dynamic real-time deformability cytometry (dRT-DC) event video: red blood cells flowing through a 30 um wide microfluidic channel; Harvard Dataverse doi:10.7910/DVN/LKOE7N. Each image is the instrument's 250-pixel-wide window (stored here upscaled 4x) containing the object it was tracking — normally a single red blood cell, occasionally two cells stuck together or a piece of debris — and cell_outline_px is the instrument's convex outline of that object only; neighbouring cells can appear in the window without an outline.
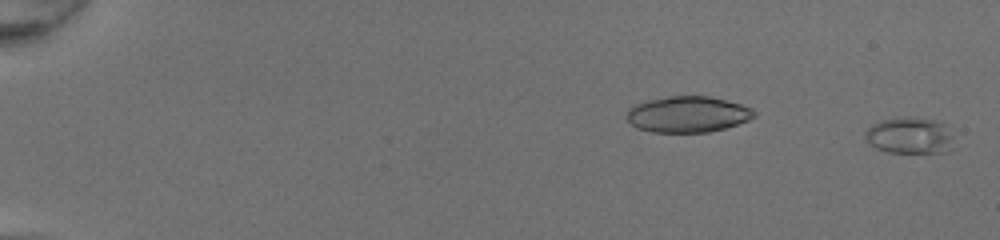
{"species": "common noctule bat (a hibernating species)", "species_latin": "Nyctalus noctula", "temperature_condition": "room temperature", "stored_images_in_passage": 51, "camera_frame_rate_fps": 3000, "um_per_image_px": 0.085, "animal": {"sex": "female", "body_mass_g": 20.0, "forearm_length_mm": 54.0}, "frame": {"image": 1, "passage_image": 1, "time_ms": 0.0, "image_size_px": [1000, 240], "cell_outline_px": [[952, 136], [948, 152], [888, 152], [876, 148], [864, 136], [864, 132], [872, 124], [884, 120], [908, 116], [916, 116], [932, 120], [944, 124]], "centroid_in_image_um": [77.3, 11.51], "position_along_channel_um": 7.7, "area_um2": 18.5}}
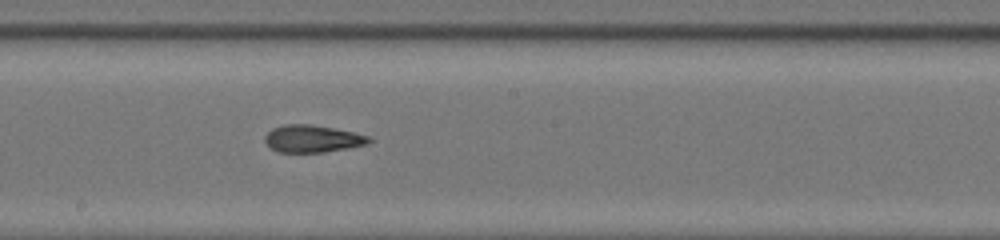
{"frame": {"image": 2, "passage_image": 31, "time_ms": 10.0, "image_size_px": [1000, 240], "cell_outline_px": [[372, 140], [368, 144], [348, 148], [324, 152], [276, 152], [264, 140], [264, 136], [272, 128], [284, 124], [308, 124], [332, 128], [352, 132], [368, 136]], "centroid_in_image_um": [26.53, 11.79], "position_along_channel_um": 221.7, "area_um2": 16.42}}
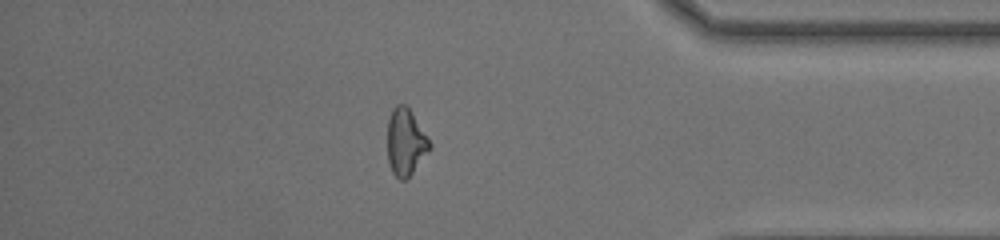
{"frame": {"image": 3, "passage_image": 45, "time_ms": 14.667, "image_size_px": [1000, 240], "cell_outline_px": [[432, 148], [412, 172], [404, 180], [400, 180], [392, 172], [388, 160], [388, 120], [392, 108], [396, 104], [404, 104], [412, 112], [432, 144]], "centroid_in_image_um": [34.48, 12.06], "position_along_channel_um": 400.7, "area_um2": 16.36}, "authors_computed_cell_mechanics": {"area_um2": 17.34, "velocity_mm_per_s": 4.3082, "shape_relaxation_time_tau1_ms": null, "shape_relaxation_time_tau2_ms": 1.9248, "deformation_change_tau1": null, "deformation_change_tau2": 0.0913}}